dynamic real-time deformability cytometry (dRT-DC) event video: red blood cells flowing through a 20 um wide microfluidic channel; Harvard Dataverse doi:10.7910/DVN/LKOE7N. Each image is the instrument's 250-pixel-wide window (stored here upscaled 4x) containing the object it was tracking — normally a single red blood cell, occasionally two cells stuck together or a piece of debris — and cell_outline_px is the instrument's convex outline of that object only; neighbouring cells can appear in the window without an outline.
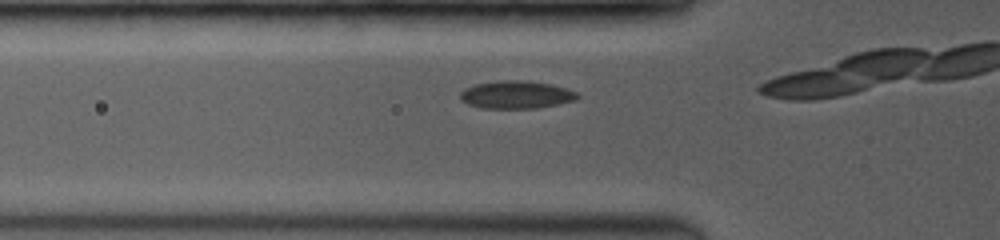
{"species": "common noctule bat (a hibernating species)", "species_latin": "Nyctalus noctula", "temperature_condition": "room temperature", "stored_images_in_passage": 10, "camera_frame_rate_fps": 3500, "um_per_image_px": 0.085, "animal": {"sex": "female", "body_mass_g": 19.0, "forearm_length_mm": 53.3}, "frame": {"image": 1, "passage_image": 4, "time_ms": 0.857, "image_size_px": [1000, 240], "cell_outline_px": [[580, 96], [576, 100], [536, 108], [484, 108], [468, 104], [460, 100], [460, 92], [464, 88], [476, 84], [496, 80], [524, 80], [552, 84], [576, 92]], "centroid_in_image_um": [43.85, 8.04], "position_along_channel_um": 82.0, "area_um2": 18.96}}
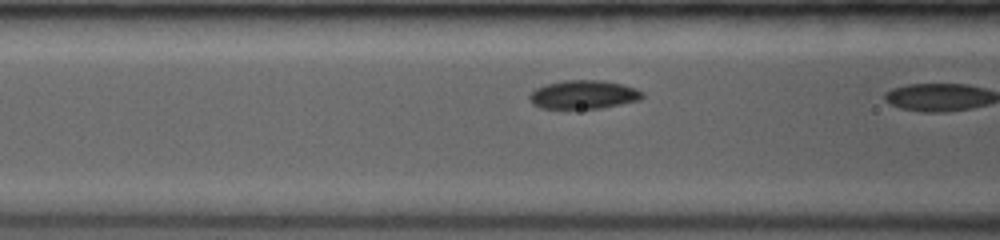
{"frame": {"image": 2, "passage_image": 7, "time_ms": 1.714, "image_size_px": [1000, 240], "cell_outline_px": [[644, 96], [640, 100], [600, 108], [540, 108], [532, 104], [528, 96], [536, 88], [544, 84], [564, 80], [604, 80], [636, 88], [644, 92]], "centroid_in_image_um": [49.59, 8.03], "position_along_channel_um": 117.0, "area_um2": 18.84}}